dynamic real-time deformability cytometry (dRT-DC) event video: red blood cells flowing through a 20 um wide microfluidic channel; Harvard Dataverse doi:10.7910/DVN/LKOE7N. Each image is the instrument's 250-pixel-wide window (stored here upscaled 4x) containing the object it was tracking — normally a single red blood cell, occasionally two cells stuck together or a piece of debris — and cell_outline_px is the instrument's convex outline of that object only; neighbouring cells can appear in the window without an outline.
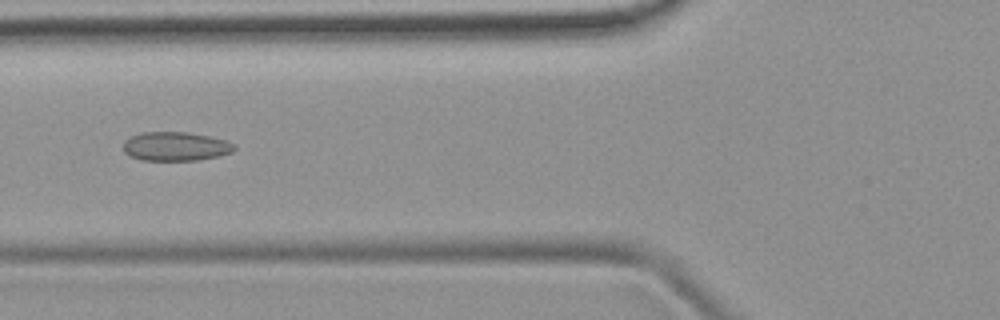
{"species": "common noctule bat (a hibernating species)", "species_latin": "Nyctalus noctula", "temperature_condition": "room temperature", "stored_images_in_passage": 4, "camera_frame_rate_fps": 3000, "um_per_image_px": 0.085, "animal": {"sex": "female", "body_mass_g": 19.9}, "frame": {"image": 1, "passage_image": 3, "time_ms": 2.333, "image_size_px": [1000, 320], "cell_outline_px": [[236, 148], [232, 152], [216, 156], [196, 160], [140, 160], [128, 156], [124, 152], [124, 140], [128, 136], [140, 132], [188, 132], [228, 140], [236, 144]], "centroid_in_image_um": [14.9, 12.43], "position_along_channel_um": 110.9, "area_um2": 18.96}}
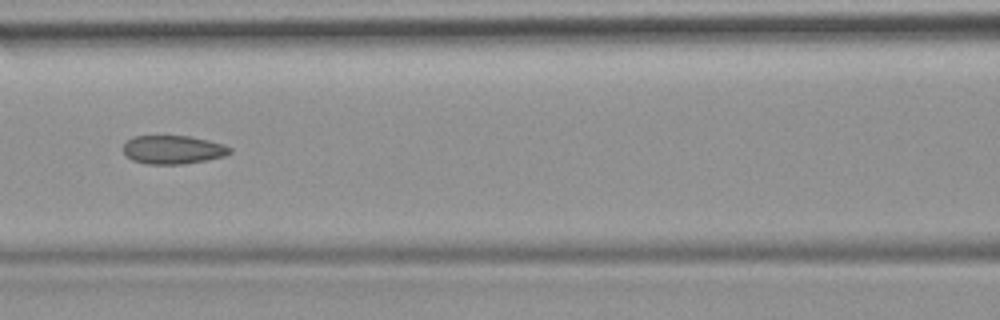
{"frame": {"image": 2, "passage_image": 4, "time_ms": 3.333, "image_size_px": [1000, 320], "cell_outline_px": [[232, 152], [224, 156], [208, 160], [180, 164], [148, 164], [132, 160], [124, 152], [124, 144], [132, 136], [188, 136], [208, 140], [224, 144], [232, 148]], "centroid_in_image_um": [14.73, 12.72], "position_along_channel_um": 151.9, "area_um2": 17.69}}